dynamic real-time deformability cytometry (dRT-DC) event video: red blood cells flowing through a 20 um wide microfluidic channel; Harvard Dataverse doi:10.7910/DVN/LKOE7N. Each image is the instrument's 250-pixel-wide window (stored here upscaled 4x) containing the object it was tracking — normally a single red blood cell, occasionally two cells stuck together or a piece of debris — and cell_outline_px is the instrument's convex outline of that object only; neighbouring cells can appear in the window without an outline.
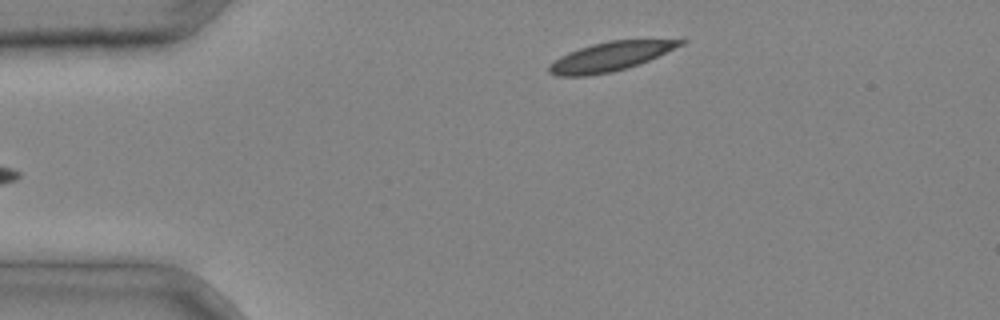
{"species": "common noctule bat (a hibernating species)", "species_latin": "Nyctalus noctula", "temperature_condition": "cold", "stored_images_in_passage": 5, "camera_frame_rate_fps": 3000, "um_per_image_px": 0.085, "animal": {"sex": "male", "body_mass_g": 20.4}, "frame": {"image": 1, "passage_image": 4, "time_ms": 1.0, "image_size_px": [1000, 320], "cell_outline_px": [[688, 40], [684, 44], [648, 60], [612, 72], [588, 76], [556, 76], [548, 72], [548, 64], [560, 56], [568, 52], [592, 44], [608, 40], [684, 36]], "centroid_in_image_um": [52.01, 4.74], "position_along_channel_um": 33.0, "area_um2": 23.12}}